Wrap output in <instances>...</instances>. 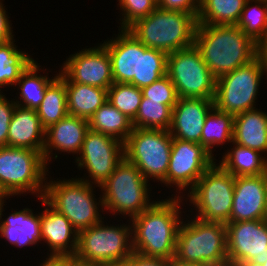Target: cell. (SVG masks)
Segmentation results:
<instances>
[{"label": "cell", "instance_id": "9", "mask_svg": "<svg viewBox=\"0 0 267 266\" xmlns=\"http://www.w3.org/2000/svg\"><path fill=\"white\" fill-rule=\"evenodd\" d=\"M148 187L139 169L124 158L99 187L103 191V208L113 215L120 213L133 219L155 202L149 199Z\"/></svg>", "mask_w": 267, "mask_h": 266}, {"label": "cell", "instance_id": "49", "mask_svg": "<svg viewBox=\"0 0 267 266\" xmlns=\"http://www.w3.org/2000/svg\"><path fill=\"white\" fill-rule=\"evenodd\" d=\"M263 222L267 225V200H266V206H265V213L263 217Z\"/></svg>", "mask_w": 267, "mask_h": 266}, {"label": "cell", "instance_id": "44", "mask_svg": "<svg viewBox=\"0 0 267 266\" xmlns=\"http://www.w3.org/2000/svg\"><path fill=\"white\" fill-rule=\"evenodd\" d=\"M258 55L261 57L264 67L267 70V36L259 43Z\"/></svg>", "mask_w": 267, "mask_h": 266}, {"label": "cell", "instance_id": "47", "mask_svg": "<svg viewBox=\"0 0 267 266\" xmlns=\"http://www.w3.org/2000/svg\"><path fill=\"white\" fill-rule=\"evenodd\" d=\"M173 266H209V265H200V264H173Z\"/></svg>", "mask_w": 267, "mask_h": 266}, {"label": "cell", "instance_id": "26", "mask_svg": "<svg viewBox=\"0 0 267 266\" xmlns=\"http://www.w3.org/2000/svg\"><path fill=\"white\" fill-rule=\"evenodd\" d=\"M91 130L112 136L122 143L132 133V121L108 100L88 120Z\"/></svg>", "mask_w": 267, "mask_h": 266}, {"label": "cell", "instance_id": "8", "mask_svg": "<svg viewBox=\"0 0 267 266\" xmlns=\"http://www.w3.org/2000/svg\"><path fill=\"white\" fill-rule=\"evenodd\" d=\"M47 169L42 152L0 147V186L9 197L31 192L43 199Z\"/></svg>", "mask_w": 267, "mask_h": 266}, {"label": "cell", "instance_id": "29", "mask_svg": "<svg viewBox=\"0 0 267 266\" xmlns=\"http://www.w3.org/2000/svg\"><path fill=\"white\" fill-rule=\"evenodd\" d=\"M36 112L45 130L68 115L65 79L60 74L47 87Z\"/></svg>", "mask_w": 267, "mask_h": 266}, {"label": "cell", "instance_id": "37", "mask_svg": "<svg viewBox=\"0 0 267 266\" xmlns=\"http://www.w3.org/2000/svg\"><path fill=\"white\" fill-rule=\"evenodd\" d=\"M141 91L144 98L161 101V104L168 105L172 109L179 98L176 88L167 74L149 86L143 87Z\"/></svg>", "mask_w": 267, "mask_h": 266}, {"label": "cell", "instance_id": "27", "mask_svg": "<svg viewBox=\"0 0 267 266\" xmlns=\"http://www.w3.org/2000/svg\"><path fill=\"white\" fill-rule=\"evenodd\" d=\"M40 70L39 64L34 60L21 74L16 83L20 88L18 97V99L20 98V101H14L16 105L34 110H37L40 106V103L44 99V93L47 87L59 76L58 73L50 79L47 75H38V71Z\"/></svg>", "mask_w": 267, "mask_h": 266}, {"label": "cell", "instance_id": "32", "mask_svg": "<svg viewBox=\"0 0 267 266\" xmlns=\"http://www.w3.org/2000/svg\"><path fill=\"white\" fill-rule=\"evenodd\" d=\"M2 221V222H1ZM18 225L17 247L35 245L41 241V214H34L30 208L15 211L5 220L0 219V227H15ZM40 240V241H39Z\"/></svg>", "mask_w": 267, "mask_h": 266}, {"label": "cell", "instance_id": "38", "mask_svg": "<svg viewBox=\"0 0 267 266\" xmlns=\"http://www.w3.org/2000/svg\"><path fill=\"white\" fill-rule=\"evenodd\" d=\"M15 107L13 99L10 101L0 93V147L7 146L10 121Z\"/></svg>", "mask_w": 267, "mask_h": 266}, {"label": "cell", "instance_id": "23", "mask_svg": "<svg viewBox=\"0 0 267 266\" xmlns=\"http://www.w3.org/2000/svg\"><path fill=\"white\" fill-rule=\"evenodd\" d=\"M232 142L267 154V113L256 108L235 115Z\"/></svg>", "mask_w": 267, "mask_h": 266}, {"label": "cell", "instance_id": "1", "mask_svg": "<svg viewBox=\"0 0 267 266\" xmlns=\"http://www.w3.org/2000/svg\"><path fill=\"white\" fill-rule=\"evenodd\" d=\"M173 197L155 201L131 219L132 246L135 252L173 260L178 229L183 220L180 219L183 197Z\"/></svg>", "mask_w": 267, "mask_h": 266}, {"label": "cell", "instance_id": "31", "mask_svg": "<svg viewBox=\"0 0 267 266\" xmlns=\"http://www.w3.org/2000/svg\"><path fill=\"white\" fill-rule=\"evenodd\" d=\"M233 128L234 115L222 112L214 107L205 119L201 145L214 157L212 148L215 145L233 141Z\"/></svg>", "mask_w": 267, "mask_h": 266}, {"label": "cell", "instance_id": "19", "mask_svg": "<svg viewBox=\"0 0 267 266\" xmlns=\"http://www.w3.org/2000/svg\"><path fill=\"white\" fill-rule=\"evenodd\" d=\"M213 108V99L178 98L172 109V121L169 128L172 138L201 145L205 119Z\"/></svg>", "mask_w": 267, "mask_h": 266}, {"label": "cell", "instance_id": "5", "mask_svg": "<svg viewBox=\"0 0 267 266\" xmlns=\"http://www.w3.org/2000/svg\"><path fill=\"white\" fill-rule=\"evenodd\" d=\"M196 27L194 14L157 7L127 30L147 48L170 54L194 45Z\"/></svg>", "mask_w": 267, "mask_h": 266}, {"label": "cell", "instance_id": "18", "mask_svg": "<svg viewBox=\"0 0 267 266\" xmlns=\"http://www.w3.org/2000/svg\"><path fill=\"white\" fill-rule=\"evenodd\" d=\"M267 200V174L235 177L230 222L263 220Z\"/></svg>", "mask_w": 267, "mask_h": 266}, {"label": "cell", "instance_id": "35", "mask_svg": "<svg viewBox=\"0 0 267 266\" xmlns=\"http://www.w3.org/2000/svg\"><path fill=\"white\" fill-rule=\"evenodd\" d=\"M141 99V89L130 83H113L108 89V101L131 121L138 113Z\"/></svg>", "mask_w": 267, "mask_h": 266}, {"label": "cell", "instance_id": "7", "mask_svg": "<svg viewBox=\"0 0 267 266\" xmlns=\"http://www.w3.org/2000/svg\"><path fill=\"white\" fill-rule=\"evenodd\" d=\"M66 180V181H65ZM92 184L72 178L47 182L43 199L57 212L63 214L77 230L87 229L104 220L102 196L97 203ZM100 204V206H99ZM99 211V212H98Z\"/></svg>", "mask_w": 267, "mask_h": 266}, {"label": "cell", "instance_id": "15", "mask_svg": "<svg viewBox=\"0 0 267 266\" xmlns=\"http://www.w3.org/2000/svg\"><path fill=\"white\" fill-rule=\"evenodd\" d=\"M214 160L199 143L173 138L165 185H175L180 191L190 187V191Z\"/></svg>", "mask_w": 267, "mask_h": 266}, {"label": "cell", "instance_id": "6", "mask_svg": "<svg viewBox=\"0 0 267 266\" xmlns=\"http://www.w3.org/2000/svg\"><path fill=\"white\" fill-rule=\"evenodd\" d=\"M130 223L108 226L102 220L79 231L76 266H123L134 251Z\"/></svg>", "mask_w": 267, "mask_h": 266}, {"label": "cell", "instance_id": "10", "mask_svg": "<svg viewBox=\"0 0 267 266\" xmlns=\"http://www.w3.org/2000/svg\"><path fill=\"white\" fill-rule=\"evenodd\" d=\"M234 182L235 177L215 161L191 191H188L187 199L190 198L189 203L193 204L197 211L194 217L206 222L229 223Z\"/></svg>", "mask_w": 267, "mask_h": 266}, {"label": "cell", "instance_id": "21", "mask_svg": "<svg viewBox=\"0 0 267 266\" xmlns=\"http://www.w3.org/2000/svg\"><path fill=\"white\" fill-rule=\"evenodd\" d=\"M88 130V120L69 114L48 127L45 130L43 148L46 165L48 166V160L52 158L53 149L68 152V154H79Z\"/></svg>", "mask_w": 267, "mask_h": 266}, {"label": "cell", "instance_id": "33", "mask_svg": "<svg viewBox=\"0 0 267 266\" xmlns=\"http://www.w3.org/2000/svg\"><path fill=\"white\" fill-rule=\"evenodd\" d=\"M172 121V108L161 101L149 100L142 96L133 128L169 130Z\"/></svg>", "mask_w": 267, "mask_h": 266}, {"label": "cell", "instance_id": "42", "mask_svg": "<svg viewBox=\"0 0 267 266\" xmlns=\"http://www.w3.org/2000/svg\"><path fill=\"white\" fill-rule=\"evenodd\" d=\"M40 266H76L74 257L48 255Z\"/></svg>", "mask_w": 267, "mask_h": 266}, {"label": "cell", "instance_id": "30", "mask_svg": "<svg viewBox=\"0 0 267 266\" xmlns=\"http://www.w3.org/2000/svg\"><path fill=\"white\" fill-rule=\"evenodd\" d=\"M16 42L12 39L6 43H0V93L2 87L16 85L21 74L34 61L24 51L17 49Z\"/></svg>", "mask_w": 267, "mask_h": 266}, {"label": "cell", "instance_id": "41", "mask_svg": "<svg viewBox=\"0 0 267 266\" xmlns=\"http://www.w3.org/2000/svg\"><path fill=\"white\" fill-rule=\"evenodd\" d=\"M3 5L2 0H0V43L9 42L14 38L12 24Z\"/></svg>", "mask_w": 267, "mask_h": 266}, {"label": "cell", "instance_id": "43", "mask_svg": "<svg viewBox=\"0 0 267 266\" xmlns=\"http://www.w3.org/2000/svg\"><path fill=\"white\" fill-rule=\"evenodd\" d=\"M18 225L15 227H0V235L4 239L6 238L10 244L17 246L19 231H18Z\"/></svg>", "mask_w": 267, "mask_h": 266}, {"label": "cell", "instance_id": "36", "mask_svg": "<svg viewBox=\"0 0 267 266\" xmlns=\"http://www.w3.org/2000/svg\"><path fill=\"white\" fill-rule=\"evenodd\" d=\"M123 13L120 29H128L137 20L147 17L157 8V0H118Z\"/></svg>", "mask_w": 267, "mask_h": 266}, {"label": "cell", "instance_id": "25", "mask_svg": "<svg viewBox=\"0 0 267 266\" xmlns=\"http://www.w3.org/2000/svg\"><path fill=\"white\" fill-rule=\"evenodd\" d=\"M233 148L225 152L218 163L234 177L267 174V158L262 153L232 142ZM235 145V146H234Z\"/></svg>", "mask_w": 267, "mask_h": 266}, {"label": "cell", "instance_id": "11", "mask_svg": "<svg viewBox=\"0 0 267 266\" xmlns=\"http://www.w3.org/2000/svg\"><path fill=\"white\" fill-rule=\"evenodd\" d=\"M264 73L267 77V70L258 55L249 63L217 78L214 107L234 116L256 109L255 100Z\"/></svg>", "mask_w": 267, "mask_h": 266}, {"label": "cell", "instance_id": "24", "mask_svg": "<svg viewBox=\"0 0 267 266\" xmlns=\"http://www.w3.org/2000/svg\"><path fill=\"white\" fill-rule=\"evenodd\" d=\"M68 114L89 120L108 100V89L80 83H65Z\"/></svg>", "mask_w": 267, "mask_h": 266}, {"label": "cell", "instance_id": "50", "mask_svg": "<svg viewBox=\"0 0 267 266\" xmlns=\"http://www.w3.org/2000/svg\"><path fill=\"white\" fill-rule=\"evenodd\" d=\"M262 266H267V259H266V263L262 264Z\"/></svg>", "mask_w": 267, "mask_h": 266}, {"label": "cell", "instance_id": "48", "mask_svg": "<svg viewBox=\"0 0 267 266\" xmlns=\"http://www.w3.org/2000/svg\"><path fill=\"white\" fill-rule=\"evenodd\" d=\"M4 203V199H0V219H2L3 205H5Z\"/></svg>", "mask_w": 267, "mask_h": 266}, {"label": "cell", "instance_id": "16", "mask_svg": "<svg viewBox=\"0 0 267 266\" xmlns=\"http://www.w3.org/2000/svg\"><path fill=\"white\" fill-rule=\"evenodd\" d=\"M83 50L71 54L62 64L59 74L65 79V83H80L109 89L114 81L107 49L100 44Z\"/></svg>", "mask_w": 267, "mask_h": 266}, {"label": "cell", "instance_id": "46", "mask_svg": "<svg viewBox=\"0 0 267 266\" xmlns=\"http://www.w3.org/2000/svg\"><path fill=\"white\" fill-rule=\"evenodd\" d=\"M6 198L9 199L8 195L3 191V189L0 186V199H5L6 200Z\"/></svg>", "mask_w": 267, "mask_h": 266}, {"label": "cell", "instance_id": "2", "mask_svg": "<svg viewBox=\"0 0 267 266\" xmlns=\"http://www.w3.org/2000/svg\"><path fill=\"white\" fill-rule=\"evenodd\" d=\"M101 44L110 55L114 83H130L142 89L167 74L168 54L147 48L127 29Z\"/></svg>", "mask_w": 267, "mask_h": 266}, {"label": "cell", "instance_id": "4", "mask_svg": "<svg viewBox=\"0 0 267 266\" xmlns=\"http://www.w3.org/2000/svg\"><path fill=\"white\" fill-rule=\"evenodd\" d=\"M193 218L178 229L173 264L228 265L226 224Z\"/></svg>", "mask_w": 267, "mask_h": 266}, {"label": "cell", "instance_id": "14", "mask_svg": "<svg viewBox=\"0 0 267 266\" xmlns=\"http://www.w3.org/2000/svg\"><path fill=\"white\" fill-rule=\"evenodd\" d=\"M79 155L76 157L78 168H85L88 171L87 177L92 179L89 180L87 177L77 179L100 187L124 159V143L89 128Z\"/></svg>", "mask_w": 267, "mask_h": 266}, {"label": "cell", "instance_id": "40", "mask_svg": "<svg viewBox=\"0 0 267 266\" xmlns=\"http://www.w3.org/2000/svg\"><path fill=\"white\" fill-rule=\"evenodd\" d=\"M123 266H173V261L164 258L145 256L133 251Z\"/></svg>", "mask_w": 267, "mask_h": 266}, {"label": "cell", "instance_id": "39", "mask_svg": "<svg viewBox=\"0 0 267 266\" xmlns=\"http://www.w3.org/2000/svg\"><path fill=\"white\" fill-rule=\"evenodd\" d=\"M157 7L163 10L182 11L197 17L200 0H157Z\"/></svg>", "mask_w": 267, "mask_h": 266}, {"label": "cell", "instance_id": "34", "mask_svg": "<svg viewBox=\"0 0 267 266\" xmlns=\"http://www.w3.org/2000/svg\"><path fill=\"white\" fill-rule=\"evenodd\" d=\"M236 26L259 44L267 36V0H247Z\"/></svg>", "mask_w": 267, "mask_h": 266}, {"label": "cell", "instance_id": "20", "mask_svg": "<svg viewBox=\"0 0 267 266\" xmlns=\"http://www.w3.org/2000/svg\"><path fill=\"white\" fill-rule=\"evenodd\" d=\"M41 201L47 206L41 212V241H45L49 250L51 249L49 255L74 257L78 244L77 230L63 214L57 212L44 199Z\"/></svg>", "mask_w": 267, "mask_h": 266}, {"label": "cell", "instance_id": "45", "mask_svg": "<svg viewBox=\"0 0 267 266\" xmlns=\"http://www.w3.org/2000/svg\"><path fill=\"white\" fill-rule=\"evenodd\" d=\"M236 266H262V264L254 263L253 261H242L238 263Z\"/></svg>", "mask_w": 267, "mask_h": 266}, {"label": "cell", "instance_id": "22", "mask_svg": "<svg viewBox=\"0 0 267 266\" xmlns=\"http://www.w3.org/2000/svg\"><path fill=\"white\" fill-rule=\"evenodd\" d=\"M45 129L36 110L16 105L8 131L7 147L25 148L43 153Z\"/></svg>", "mask_w": 267, "mask_h": 266}, {"label": "cell", "instance_id": "28", "mask_svg": "<svg viewBox=\"0 0 267 266\" xmlns=\"http://www.w3.org/2000/svg\"><path fill=\"white\" fill-rule=\"evenodd\" d=\"M247 0H200L197 25H236Z\"/></svg>", "mask_w": 267, "mask_h": 266}, {"label": "cell", "instance_id": "17", "mask_svg": "<svg viewBox=\"0 0 267 266\" xmlns=\"http://www.w3.org/2000/svg\"><path fill=\"white\" fill-rule=\"evenodd\" d=\"M228 264L266 263L267 225L263 220L226 223Z\"/></svg>", "mask_w": 267, "mask_h": 266}, {"label": "cell", "instance_id": "13", "mask_svg": "<svg viewBox=\"0 0 267 266\" xmlns=\"http://www.w3.org/2000/svg\"><path fill=\"white\" fill-rule=\"evenodd\" d=\"M167 75L179 98L214 99L216 78L195 45L168 54Z\"/></svg>", "mask_w": 267, "mask_h": 266}, {"label": "cell", "instance_id": "3", "mask_svg": "<svg viewBox=\"0 0 267 266\" xmlns=\"http://www.w3.org/2000/svg\"><path fill=\"white\" fill-rule=\"evenodd\" d=\"M194 45L216 79L249 63L259 51V44L236 25H197Z\"/></svg>", "mask_w": 267, "mask_h": 266}, {"label": "cell", "instance_id": "12", "mask_svg": "<svg viewBox=\"0 0 267 266\" xmlns=\"http://www.w3.org/2000/svg\"><path fill=\"white\" fill-rule=\"evenodd\" d=\"M173 138L169 130L133 128L124 142V158L149 178L165 184Z\"/></svg>", "mask_w": 267, "mask_h": 266}]
</instances>
